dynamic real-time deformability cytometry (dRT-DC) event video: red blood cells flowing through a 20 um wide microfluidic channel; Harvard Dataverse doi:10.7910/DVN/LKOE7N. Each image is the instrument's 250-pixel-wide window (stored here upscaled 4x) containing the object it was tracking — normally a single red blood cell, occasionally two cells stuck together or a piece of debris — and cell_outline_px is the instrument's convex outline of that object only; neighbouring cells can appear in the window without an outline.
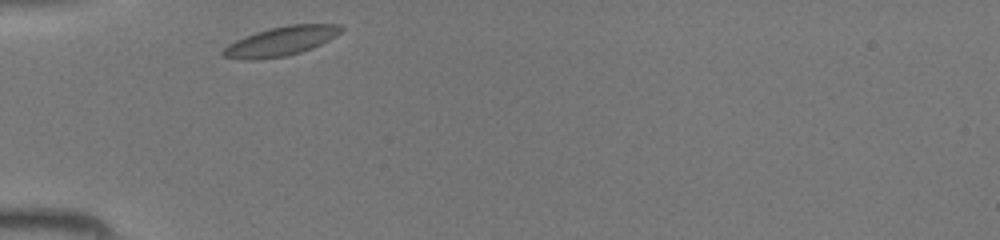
{"species": "common noctule bat (a hibernating species)", "species_latin": "Nyctalus noctula", "temperature_condition": "room temperature", "stored_images_in_passage": 25, "camera_frame_rate_fps": 3000, "um_per_image_px": 0.085, "animal": {"sex": "female", "body_mass_g": 19.5, "forearm_length_mm": 54.1}, "frame": {"image": 1, "passage_image": 1, "time_ms": 0.0, "image_size_px": [1000, 240], "cell_outline_px": [[344, 28], [336, 36], [312, 48], [288, 56], [256, 60], [240, 60], [220, 56], [220, 52], [228, 44], [244, 36], [268, 28], [288, 24], [340, 24]], "centroid_in_image_um": [23.83, 3.51], "position_along_channel_um": 61.2, "area_um2": 20.4}}
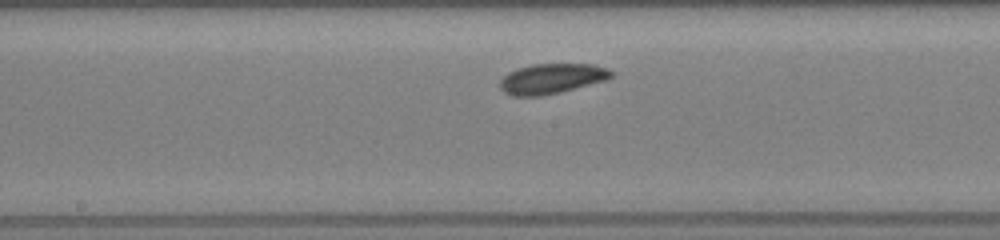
{"frame": {"image": 2, "passage_image": 11, "time_ms": 3.333, "image_size_px": [1000, 240], "cell_outline_px": [[612, 76], [608, 80], [560, 92], [540, 96], [512, 96], [504, 92], [500, 88], [500, 80], [508, 72], [516, 68], [532, 64], [592, 64], [608, 68], [612, 72]], "centroid_in_image_um": [46.89, 6.68], "position_along_channel_um": 201.3, "area_um2": 19.65}}
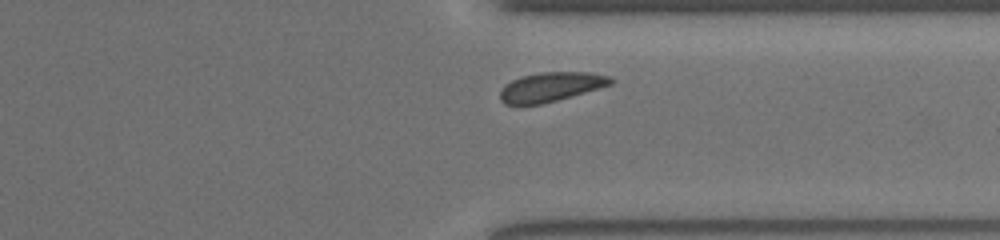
{"frame": {"image": 3, "passage_image": 22, "time_ms": 7.0, "image_size_px": [1000, 240], "cell_outline_px": [[616, 80], [612, 84], [600, 88], [572, 96], [540, 104], [504, 104], [500, 100], [500, 88], [504, 84], [520, 76], [540, 72], [588, 72], [612, 76]], "centroid_in_image_um": [46.84, 7.37], "position_along_channel_um": 364.6, "area_um2": 19.07}}